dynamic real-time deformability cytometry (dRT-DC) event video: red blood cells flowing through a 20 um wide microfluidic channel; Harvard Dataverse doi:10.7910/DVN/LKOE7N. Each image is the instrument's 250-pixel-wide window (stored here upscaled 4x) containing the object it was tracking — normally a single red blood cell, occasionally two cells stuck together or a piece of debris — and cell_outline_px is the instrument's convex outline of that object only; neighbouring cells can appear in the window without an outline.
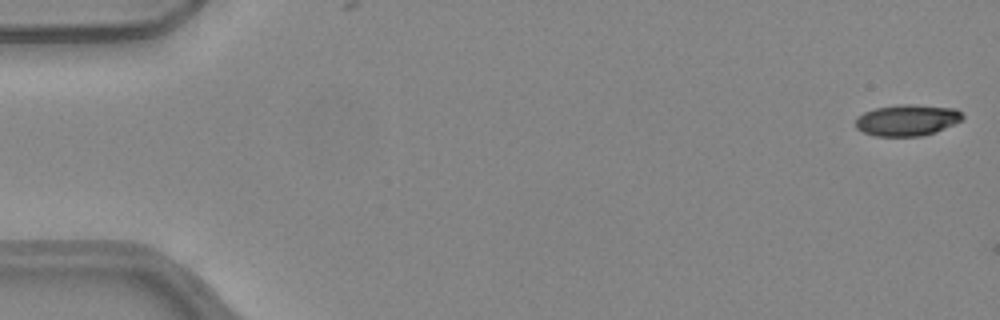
{"species": "common noctule bat (a hibernating species)", "species_latin": "Nyctalus noctula", "temperature_condition": "warm", "stored_images_in_passage": 13, "camera_frame_rate_fps": 3000, "um_per_image_px": 0.085, "animal": {"sex": "female", "body_mass_g": 24.6, "forearm_length_mm": 56.2}, "frame": {"image": 1, "passage_image": 1, "time_ms": 0.0, "image_size_px": [1000, 320], "cell_outline_px": [[964, 120], [936, 132], [920, 136], [876, 136], [864, 132], [856, 128], [856, 116], [864, 112], [876, 108], [900, 104], [916, 104], [956, 108], [964, 116]], "centroid_in_image_um": [77.14, 10.2], "position_along_channel_um": 7.9, "area_um2": 19.71}}
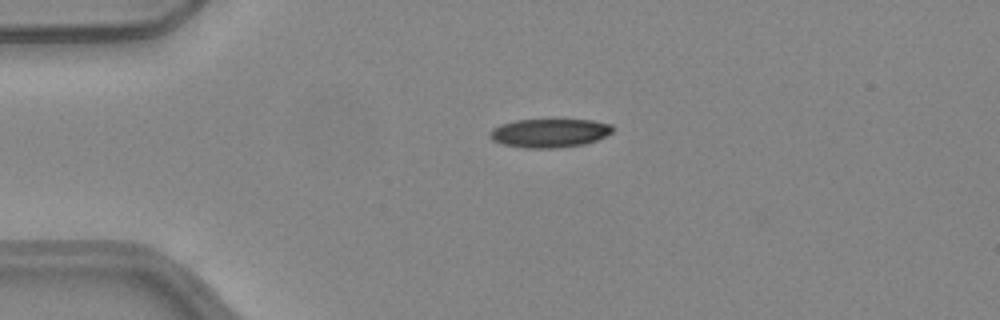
{"frame": {"image": 2, "passage_image": 12, "time_ms": 3.667, "image_size_px": [1000, 320], "cell_outline_px": [[612, 132], [596, 140], [584, 144], [556, 148], [524, 148], [504, 144], [492, 140], [488, 136], [488, 132], [492, 128], [500, 124], [516, 120], [592, 120], [612, 124]], "centroid_in_image_um": [46.66, 11.3], "position_along_channel_um": 38.3, "area_um2": 20.52}}